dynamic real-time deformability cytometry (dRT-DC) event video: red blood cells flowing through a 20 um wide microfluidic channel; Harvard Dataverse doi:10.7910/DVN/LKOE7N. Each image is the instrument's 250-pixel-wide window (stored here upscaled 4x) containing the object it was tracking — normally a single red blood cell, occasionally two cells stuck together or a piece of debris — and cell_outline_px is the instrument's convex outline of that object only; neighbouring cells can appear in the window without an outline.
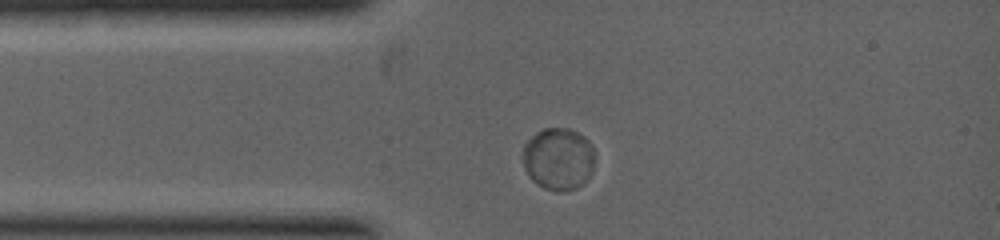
{"species": "common noctule bat (a hibernating species)", "species_latin": "Nyctalus noctula", "temperature_condition": "warm", "stored_images_in_passage": 2, "camera_frame_rate_fps": 5000, "um_per_image_px": 0.085, "animal": {"sex": "female", "body_mass_g": 19.0, "forearm_length_mm": 53.3}, "frame": {"image": 1, "passage_image": 2, "time_ms": 1.0, "image_size_px": [1000, 240], "cell_outline_px": [[592, 168], [584, 184], [576, 188], [556, 192], [544, 188], [536, 184], [528, 176], [524, 168], [520, 156], [524, 144], [536, 132], [544, 128], [568, 128], [584, 136], [592, 144]], "centroid_in_image_um": [47.4, 13.5], "position_along_channel_um": 37.6, "area_um2": 26.3}}